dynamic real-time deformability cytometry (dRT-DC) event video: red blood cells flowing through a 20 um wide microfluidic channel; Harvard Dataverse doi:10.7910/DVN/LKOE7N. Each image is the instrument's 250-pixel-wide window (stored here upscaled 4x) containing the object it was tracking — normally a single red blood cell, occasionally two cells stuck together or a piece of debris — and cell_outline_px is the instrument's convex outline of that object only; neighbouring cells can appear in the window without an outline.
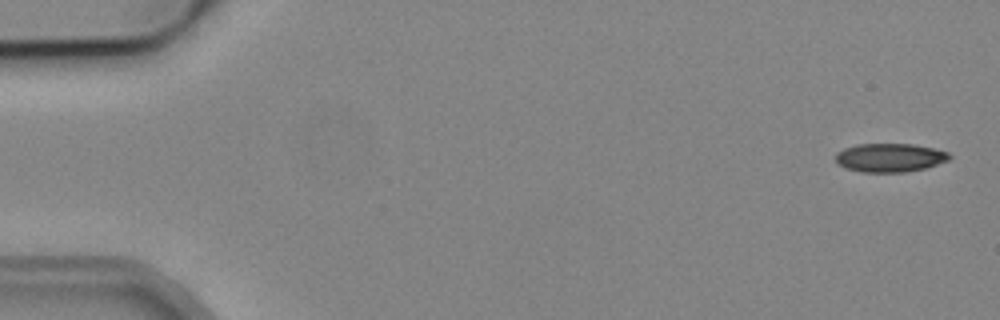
{"species": "common noctule bat (a hibernating species)", "species_latin": "Nyctalus noctula", "temperature_condition": "cold", "stored_images_in_passage": 5, "camera_frame_rate_fps": 3000, "um_per_image_px": 0.085, "animal": {"sex": "male", "body_mass_g": 19.2, "forearm_length_mm": 51.8}, "frame": {"image": 1, "passage_image": 1, "time_ms": 0.0, "image_size_px": [1000, 320], "cell_outline_px": [[952, 156], [948, 160], [924, 168], [908, 172], [860, 172], [844, 168], [836, 164], [836, 152], [844, 148], [856, 144], [912, 144], [932, 148], [948, 152]], "centroid_in_image_um": [75.58, 13.4], "position_along_channel_um": 9.4, "area_um2": 19.07}}